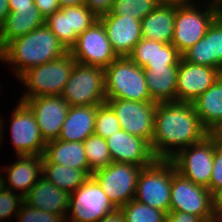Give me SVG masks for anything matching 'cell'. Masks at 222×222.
<instances>
[{
  "label": "cell",
  "instance_id": "obj_1",
  "mask_svg": "<svg viewBox=\"0 0 222 222\" xmlns=\"http://www.w3.org/2000/svg\"><path fill=\"white\" fill-rule=\"evenodd\" d=\"M208 134L192 103H157L150 145L157 159H171L179 150L200 142Z\"/></svg>",
  "mask_w": 222,
  "mask_h": 222
},
{
  "label": "cell",
  "instance_id": "obj_2",
  "mask_svg": "<svg viewBox=\"0 0 222 222\" xmlns=\"http://www.w3.org/2000/svg\"><path fill=\"white\" fill-rule=\"evenodd\" d=\"M67 52L56 35L44 24L11 41L3 49L2 62L9 64V67L13 66V73L19 78L29 69L58 59Z\"/></svg>",
  "mask_w": 222,
  "mask_h": 222
},
{
  "label": "cell",
  "instance_id": "obj_3",
  "mask_svg": "<svg viewBox=\"0 0 222 222\" xmlns=\"http://www.w3.org/2000/svg\"><path fill=\"white\" fill-rule=\"evenodd\" d=\"M75 63L73 56L67 52L58 59L24 72L18 79L26 89L18 100L24 102L38 96H60Z\"/></svg>",
  "mask_w": 222,
  "mask_h": 222
},
{
  "label": "cell",
  "instance_id": "obj_4",
  "mask_svg": "<svg viewBox=\"0 0 222 222\" xmlns=\"http://www.w3.org/2000/svg\"><path fill=\"white\" fill-rule=\"evenodd\" d=\"M106 99L151 101L144 69L128 56L118 57L104 68Z\"/></svg>",
  "mask_w": 222,
  "mask_h": 222
},
{
  "label": "cell",
  "instance_id": "obj_5",
  "mask_svg": "<svg viewBox=\"0 0 222 222\" xmlns=\"http://www.w3.org/2000/svg\"><path fill=\"white\" fill-rule=\"evenodd\" d=\"M196 3L176 5L174 35L171 44L183 54L202 39L213 21L222 13V6ZM201 9V10H200Z\"/></svg>",
  "mask_w": 222,
  "mask_h": 222
},
{
  "label": "cell",
  "instance_id": "obj_6",
  "mask_svg": "<svg viewBox=\"0 0 222 222\" xmlns=\"http://www.w3.org/2000/svg\"><path fill=\"white\" fill-rule=\"evenodd\" d=\"M175 171L170 159H156L151 165L142 167L134 200L168 213L172 175Z\"/></svg>",
  "mask_w": 222,
  "mask_h": 222
},
{
  "label": "cell",
  "instance_id": "obj_7",
  "mask_svg": "<svg viewBox=\"0 0 222 222\" xmlns=\"http://www.w3.org/2000/svg\"><path fill=\"white\" fill-rule=\"evenodd\" d=\"M60 96L69 106L105 103L104 68L76 62Z\"/></svg>",
  "mask_w": 222,
  "mask_h": 222
},
{
  "label": "cell",
  "instance_id": "obj_8",
  "mask_svg": "<svg viewBox=\"0 0 222 222\" xmlns=\"http://www.w3.org/2000/svg\"><path fill=\"white\" fill-rule=\"evenodd\" d=\"M169 211L186 212L200 217L204 222H216L211 191L193 183L178 171L172 175Z\"/></svg>",
  "mask_w": 222,
  "mask_h": 222
},
{
  "label": "cell",
  "instance_id": "obj_9",
  "mask_svg": "<svg viewBox=\"0 0 222 222\" xmlns=\"http://www.w3.org/2000/svg\"><path fill=\"white\" fill-rule=\"evenodd\" d=\"M116 209L99 183L91 176L70 194L65 220L66 222H98Z\"/></svg>",
  "mask_w": 222,
  "mask_h": 222
},
{
  "label": "cell",
  "instance_id": "obj_10",
  "mask_svg": "<svg viewBox=\"0 0 222 222\" xmlns=\"http://www.w3.org/2000/svg\"><path fill=\"white\" fill-rule=\"evenodd\" d=\"M214 152L215 138L208 134L200 142L179 150L170 161L181 175L209 189Z\"/></svg>",
  "mask_w": 222,
  "mask_h": 222
},
{
  "label": "cell",
  "instance_id": "obj_11",
  "mask_svg": "<svg viewBox=\"0 0 222 222\" xmlns=\"http://www.w3.org/2000/svg\"><path fill=\"white\" fill-rule=\"evenodd\" d=\"M142 167L129 163L112 162L92 173L107 194L111 203L119 209L134 199L137 179Z\"/></svg>",
  "mask_w": 222,
  "mask_h": 222
},
{
  "label": "cell",
  "instance_id": "obj_12",
  "mask_svg": "<svg viewBox=\"0 0 222 222\" xmlns=\"http://www.w3.org/2000/svg\"><path fill=\"white\" fill-rule=\"evenodd\" d=\"M68 52L76 62L102 68L108 67L118 58L99 20L77 37Z\"/></svg>",
  "mask_w": 222,
  "mask_h": 222
},
{
  "label": "cell",
  "instance_id": "obj_13",
  "mask_svg": "<svg viewBox=\"0 0 222 222\" xmlns=\"http://www.w3.org/2000/svg\"><path fill=\"white\" fill-rule=\"evenodd\" d=\"M18 101L11 115L9 126L16 156H43L46 142L41 136L35 115L25 102Z\"/></svg>",
  "mask_w": 222,
  "mask_h": 222
},
{
  "label": "cell",
  "instance_id": "obj_14",
  "mask_svg": "<svg viewBox=\"0 0 222 222\" xmlns=\"http://www.w3.org/2000/svg\"><path fill=\"white\" fill-rule=\"evenodd\" d=\"M106 102L114 110L122 130L151 145L157 103L124 99H106Z\"/></svg>",
  "mask_w": 222,
  "mask_h": 222
},
{
  "label": "cell",
  "instance_id": "obj_15",
  "mask_svg": "<svg viewBox=\"0 0 222 222\" xmlns=\"http://www.w3.org/2000/svg\"><path fill=\"white\" fill-rule=\"evenodd\" d=\"M24 102L33 111L45 142L57 140L70 108L66 100L61 96H38Z\"/></svg>",
  "mask_w": 222,
  "mask_h": 222
},
{
  "label": "cell",
  "instance_id": "obj_16",
  "mask_svg": "<svg viewBox=\"0 0 222 222\" xmlns=\"http://www.w3.org/2000/svg\"><path fill=\"white\" fill-rule=\"evenodd\" d=\"M221 75L214 67L191 64L181 58L178 63L176 102L192 103Z\"/></svg>",
  "mask_w": 222,
  "mask_h": 222
},
{
  "label": "cell",
  "instance_id": "obj_17",
  "mask_svg": "<svg viewBox=\"0 0 222 222\" xmlns=\"http://www.w3.org/2000/svg\"><path fill=\"white\" fill-rule=\"evenodd\" d=\"M112 162L129 163L141 167L151 165L157 158L150 144L125 130H120L106 138Z\"/></svg>",
  "mask_w": 222,
  "mask_h": 222
},
{
  "label": "cell",
  "instance_id": "obj_18",
  "mask_svg": "<svg viewBox=\"0 0 222 222\" xmlns=\"http://www.w3.org/2000/svg\"><path fill=\"white\" fill-rule=\"evenodd\" d=\"M113 51L118 57L128 56L142 39L141 21L127 15H100Z\"/></svg>",
  "mask_w": 222,
  "mask_h": 222
},
{
  "label": "cell",
  "instance_id": "obj_19",
  "mask_svg": "<svg viewBox=\"0 0 222 222\" xmlns=\"http://www.w3.org/2000/svg\"><path fill=\"white\" fill-rule=\"evenodd\" d=\"M182 58L191 64L214 67L222 73V13L205 36L182 54Z\"/></svg>",
  "mask_w": 222,
  "mask_h": 222
},
{
  "label": "cell",
  "instance_id": "obj_20",
  "mask_svg": "<svg viewBox=\"0 0 222 222\" xmlns=\"http://www.w3.org/2000/svg\"><path fill=\"white\" fill-rule=\"evenodd\" d=\"M16 157L18 158L17 161L4 167L7 177L2 175V186L13 192L14 190L20 191L19 194L24 197L42 176L43 158L38 155H20Z\"/></svg>",
  "mask_w": 222,
  "mask_h": 222
},
{
  "label": "cell",
  "instance_id": "obj_21",
  "mask_svg": "<svg viewBox=\"0 0 222 222\" xmlns=\"http://www.w3.org/2000/svg\"><path fill=\"white\" fill-rule=\"evenodd\" d=\"M128 57L138 66H178L182 54L171 44L142 38Z\"/></svg>",
  "mask_w": 222,
  "mask_h": 222
},
{
  "label": "cell",
  "instance_id": "obj_22",
  "mask_svg": "<svg viewBox=\"0 0 222 222\" xmlns=\"http://www.w3.org/2000/svg\"><path fill=\"white\" fill-rule=\"evenodd\" d=\"M70 194L57 188L41 176L24 196V203L45 212L66 217L69 209Z\"/></svg>",
  "mask_w": 222,
  "mask_h": 222
},
{
  "label": "cell",
  "instance_id": "obj_23",
  "mask_svg": "<svg viewBox=\"0 0 222 222\" xmlns=\"http://www.w3.org/2000/svg\"><path fill=\"white\" fill-rule=\"evenodd\" d=\"M45 24L36 6L16 8L9 12L0 27V44L4 49L11 41L22 37Z\"/></svg>",
  "mask_w": 222,
  "mask_h": 222
},
{
  "label": "cell",
  "instance_id": "obj_24",
  "mask_svg": "<svg viewBox=\"0 0 222 222\" xmlns=\"http://www.w3.org/2000/svg\"><path fill=\"white\" fill-rule=\"evenodd\" d=\"M99 105L70 106L58 140L84 142L94 133Z\"/></svg>",
  "mask_w": 222,
  "mask_h": 222
},
{
  "label": "cell",
  "instance_id": "obj_25",
  "mask_svg": "<svg viewBox=\"0 0 222 222\" xmlns=\"http://www.w3.org/2000/svg\"><path fill=\"white\" fill-rule=\"evenodd\" d=\"M175 17L176 4H160L141 20L142 38L171 43Z\"/></svg>",
  "mask_w": 222,
  "mask_h": 222
},
{
  "label": "cell",
  "instance_id": "obj_26",
  "mask_svg": "<svg viewBox=\"0 0 222 222\" xmlns=\"http://www.w3.org/2000/svg\"><path fill=\"white\" fill-rule=\"evenodd\" d=\"M143 69L151 102H176L178 66L145 67Z\"/></svg>",
  "mask_w": 222,
  "mask_h": 222
},
{
  "label": "cell",
  "instance_id": "obj_27",
  "mask_svg": "<svg viewBox=\"0 0 222 222\" xmlns=\"http://www.w3.org/2000/svg\"><path fill=\"white\" fill-rule=\"evenodd\" d=\"M43 156L50 163L84 170L90 177L92 176L93 172L89 169L83 142L58 139L47 142Z\"/></svg>",
  "mask_w": 222,
  "mask_h": 222
},
{
  "label": "cell",
  "instance_id": "obj_28",
  "mask_svg": "<svg viewBox=\"0 0 222 222\" xmlns=\"http://www.w3.org/2000/svg\"><path fill=\"white\" fill-rule=\"evenodd\" d=\"M192 104L202 125L210 132L222 120V75Z\"/></svg>",
  "mask_w": 222,
  "mask_h": 222
},
{
  "label": "cell",
  "instance_id": "obj_29",
  "mask_svg": "<svg viewBox=\"0 0 222 222\" xmlns=\"http://www.w3.org/2000/svg\"><path fill=\"white\" fill-rule=\"evenodd\" d=\"M42 176L69 194L75 192L90 176L84 171L50 163L44 156Z\"/></svg>",
  "mask_w": 222,
  "mask_h": 222
},
{
  "label": "cell",
  "instance_id": "obj_30",
  "mask_svg": "<svg viewBox=\"0 0 222 222\" xmlns=\"http://www.w3.org/2000/svg\"><path fill=\"white\" fill-rule=\"evenodd\" d=\"M45 25L56 35L68 51L75 44L78 36L74 30H71L70 6L62 7L45 19Z\"/></svg>",
  "mask_w": 222,
  "mask_h": 222
},
{
  "label": "cell",
  "instance_id": "obj_31",
  "mask_svg": "<svg viewBox=\"0 0 222 222\" xmlns=\"http://www.w3.org/2000/svg\"><path fill=\"white\" fill-rule=\"evenodd\" d=\"M83 145L88 166L92 172L112 163L106 139L93 133L83 142Z\"/></svg>",
  "mask_w": 222,
  "mask_h": 222
},
{
  "label": "cell",
  "instance_id": "obj_32",
  "mask_svg": "<svg viewBox=\"0 0 222 222\" xmlns=\"http://www.w3.org/2000/svg\"><path fill=\"white\" fill-rule=\"evenodd\" d=\"M125 222H166L167 212L152 208L136 200H131L119 208Z\"/></svg>",
  "mask_w": 222,
  "mask_h": 222
},
{
  "label": "cell",
  "instance_id": "obj_33",
  "mask_svg": "<svg viewBox=\"0 0 222 222\" xmlns=\"http://www.w3.org/2000/svg\"><path fill=\"white\" fill-rule=\"evenodd\" d=\"M160 4L159 0H114L110 12L102 15H127L141 21Z\"/></svg>",
  "mask_w": 222,
  "mask_h": 222
},
{
  "label": "cell",
  "instance_id": "obj_34",
  "mask_svg": "<svg viewBox=\"0 0 222 222\" xmlns=\"http://www.w3.org/2000/svg\"><path fill=\"white\" fill-rule=\"evenodd\" d=\"M120 130L121 125L112 107L107 102L99 104L96 112L94 134L106 139Z\"/></svg>",
  "mask_w": 222,
  "mask_h": 222
},
{
  "label": "cell",
  "instance_id": "obj_35",
  "mask_svg": "<svg viewBox=\"0 0 222 222\" xmlns=\"http://www.w3.org/2000/svg\"><path fill=\"white\" fill-rule=\"evenodd\" d=\"M97 20L98 16L85 4L70 6L71 30H74L77 36L90 28Z\"/></svg>",
  "mask_w": 222,
  "mask_h": 222
},
{
  "label": "cell",
  "instance_id": "obj_36",
  "mask_svg": "<svg viewBox=\"0 0 222 222\" xmlns=\"http://www.w3.org/2000/svg\"><path fill=\"white\" fill-rule=\"evenodd\" d=\"M24 203V197L13 192L4 186L0 187V222H6V218L17 217V214ZM11 216V217H10Z\"/></svg>",
  "mask_w": 222,
  "mask_h": 222
},
{
  "label": "cell",
  "instance_id": "obj_37",
  "mask_svg": "<svg viewBox=\"0 0 222 222\" xmlns=\"http://www.w3.org/2000/svg\"><path fill=\"white\" fill-rule=\"evenodd\" d=\"M16 220L17 222H66L63 215L45 212L26 203L22 204Z\"/></svg>",
  "mask_w": 222,
  "mask_h": 222
},
{
  "label": "cell",
  "instance_id": "obj_38",
  "mask_svg": "<svg viewBox=\"0 0 222 222\" xmlns=\"http://www.w3.org/2000/svg\"><path fill=\"white\" fill-rule=\"evenodd\" d=\"M222 187V141L215 139V152L209 190L213 193Z\"/></svg>",
  "mask_w": 222,
  "mask_h": 222
},
{
  "label": "cell",
  "instance_id": "obj_39",
  "mask_svg": "<svg viewBox=\"0 0 222 222\" xmlns=\"http://www.w3.org/2000/svg\"><path fill=\"white\" fill-rule=\"evenodd\" d=\"M34 4L44 19L62 8L58 0H34Z\"/></svg>",
  "mask_w": 222,
  "mask_h": 222
},
{
  "label": "cell",
  "instance_id": "obj_40",
  "mask_svg": "<svg viewBox=\"0 0 222 222\" xmlns=\"http://www.w3.org/2000/svg\"><path fill=\"white\" fill-rule=\"evenodd\" d=\"M114 0H85V5L98 17L110 12Z\"/></svg>",
  "mask_w": 222,
  "mask_h": 222
},
{
  "label": "cell",
  "instance_id": "obj_41",
  "mask_svg": "<svg viewBox=\"0 0 222 222\" xmlns=\"http://www.w3.org/2000/svg\"><path fill=\"white\" fill-rule=\"evenodd\" d=\"M166 222H204L200 217L186 212L169 211Z\"/></svg>",
  "mask_w": 222,
  "mask_h": 222
},
{
  "label": "cell",
  "instance_id": "obj_42",
  "mask_svg": "<svg viewBox=\"0 0 222 222\" xmlns=\"http://www.w3.org/2000/svg\"><path fill=\"white\" fill-rule=\"evenodd\" d=\"M212 208L216 222H219L222 219V187L212 193Z\"/></svg>",
  "mask_w": 222,
  "mask_h": 222
},
{
  "label": "cell",
  "instance_id": "obj_43",
  "mask_svg": "<svg viewBox=\"0 0 222 222\" xmlns=\"http://www.w3.org/2000/svg\"><path fill=\"white\" fill-rule=\"evenodd\" d=\"M98 222H125V221L120 209H116L113 212L105 215Z\"/></svg>",
  "mask_w": 222,
  "mask_h": 222
},
{
  "label": "cell",
  "instance_id": "obj_44",
  "mask_svg": "<svg viewBox=\"0 0 222 222\" xmlns=\"http://www.w3.org/2000/svg\"><path fill=\"white\" fill-rule=\"evenodd\" d=\"M8 2L10 12H13L16 8L35 6L34 0H8Z\"/></svg>",
  "mask_w": 222,
  "mask_h": 222
},
{
  "label": "cell",
  "instance_id": "obj_45",
  "mask_svg": "<svg viewBox=\"0 0 222 222\" xmlns=\"http://www.w3.org/2000/svg\"><path fill=\"white\" fill-rule=\"evenodd\" d=\"M9 10L8 0H0V27L3 25Z\"/></svg>",
  "mask_w": 222,
  "mask_h": 222
},
{
  "label": "cell",
  "instance_id": "obj_46",
  "mask_svg": "<svg viewBox=\"0 0 222 222\" xmlns=\"http://www.w3.org/2000/svg\"><path fill=\"white\" fill-rule=\"evenodd\" d=\"M209 134L217 141H222V120L216 124Z\"/></svg>",
  "mask_w": 222,
  "mask_h": 222
},
{
  "label": "cell",
  "instance_id": "obj_47",
  "mask_svg": "<svg viewBox=\"0 0 222 222\" xmlns=\"http://www.w3.org/2000/svg\"><path fill=\"white\" fill-rule=\"evenodd\" d=\"M61 7L64 6H77L85 4V0H58Z\"/></svg>",
  "mask_w": 222,
  "mask_h": 222
},
{
  "label": "cell",
  "instance_id": "obj_48",
  "mask_svg": "<svg viewBox=\"0 0 222 222\" xmlns=\"http://www.w3.org/2000/svg\"><path fill=\"white\" fill-rule=\"evenodd\" d=\"M161 4H176V5H183V4H190V0H159Z\"/></svg>",
  "mask_w": 222,
  "mask_h": 222
},
{
  "label": "cell",
  "instance_id": "obj_49",
  "mask_svg": "<svg viewBox=\"0 0 222 222\" xmlns=\"http://www.w3.org/2000/svg\"><path fill=\"white\" fill-rule=\"evenodd\" d=\"M208 3L222 6V0H207ZM195 3V0H190V4Z\"/></svg>",
  "mask_w": 222,
  "mask_h": 222
},
{
  "label": "cell",
  "instance_id": "obj_50",
  "mask_svg": "<svg viewBox=\"0 0 222 222\" xmlns=\"http://www.w3.org/2000/svg\"><path fill=\"white\" fill-rule=\"evenodd\" d=\"M3 124H5V123H3V120H2V118L0 117V143H2L1 141H4V140H2V137H3V133H4V131H3V129H4V126H3ZM0 147H1V144H0Z\"/></svg>",
  "mask_w": 222,
  "mask_h": 222
},
{
  "label": "cell",
  "instance_id": "obj_51",
  "mask_svg": "<svg viewBox=\"0 0 222 222\" xmlns=\"http://www.w3.org/2000/svg\"><path fill=\"white\" fill-rule=\"evenodd\" d=\"M0 61L2 62L3 61V48L0 44Z\"/></svg>",
  "mask_w": 222,
  "mask_h": 222
},
{
  "label": "cell",
  "instance_id": "obj_52",
  "mask_svg": "<svg viewBox=\"0 0 222 222\" xmlns=\"http://www.w3.org/2000/svg\"><path fill=\"white\" fill-rule=\"evenodd\" d=\"M1 177H2V174L0 172V187L2 186V179H1Z\"/></svg>",
  "mask_w": 222,
  "mask_h": 222
}]
</instances>
